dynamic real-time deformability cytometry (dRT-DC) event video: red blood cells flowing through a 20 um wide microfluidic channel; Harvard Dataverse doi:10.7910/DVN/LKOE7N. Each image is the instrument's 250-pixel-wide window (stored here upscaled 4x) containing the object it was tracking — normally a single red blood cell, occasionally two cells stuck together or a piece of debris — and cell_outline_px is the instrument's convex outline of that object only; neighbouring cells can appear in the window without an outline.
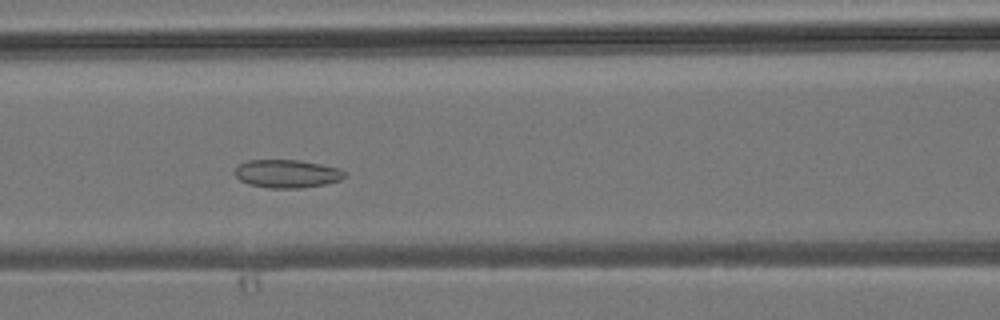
{"species": "common noctule bat (a hibernating species)", "species_latin": "Nyctalus noctula", "temperature_condition": "room temperature", "stored_images_in_passage": 35, "camera_frame_rate_fps": 3000, "um_per_image_px": 0.085, "animal": {"sex": "male", "body_mass_g": 19.2, "forearm_length_mm": 51.8}, "frame": {"image": 1, "passage_image": 8, "time_ms": 2.333, "image_size_px": [1000, 320], "cell_outline_px": [[348, 176], [340, 180], [324, 184], [300, 188], [268, 188], [248, 184], [240, 180], [236, 176], [236, 168], [240, 164], [248, 160], [300, 160], [340, 168], [348, 172]], "centroid_in_image_um": [24.45, 14.76], "position_along_channel_um": 142.2, "area_um2": 18.09}}
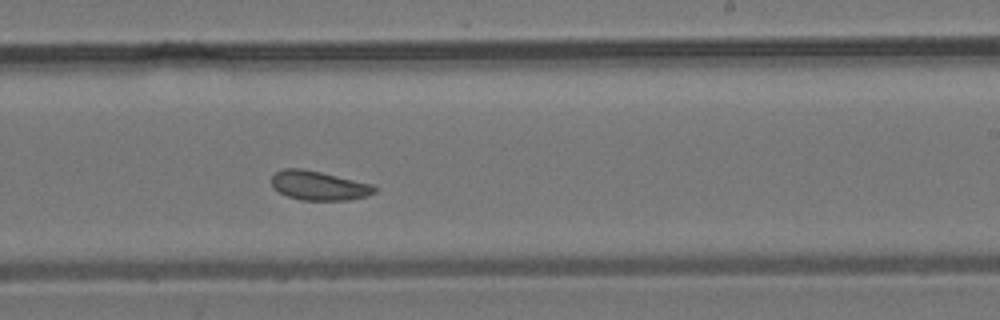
{"frame": {"image": 2, "passage_image": 16, "time_ms": 5.0, "image_size_px": [1000, 320], "cell_outline_px": [[376, 192], [368, 196], [348, 200], [300, 200], [288, 196], [272, 188], [272, 176], [276, 172], [284, 168], [304, 168], [372, 184], [376, 188]], "centroid_in_image_um": [27.1, 15.77], "position_along_channel_um": 261.9, "area_um2": 17.57}}
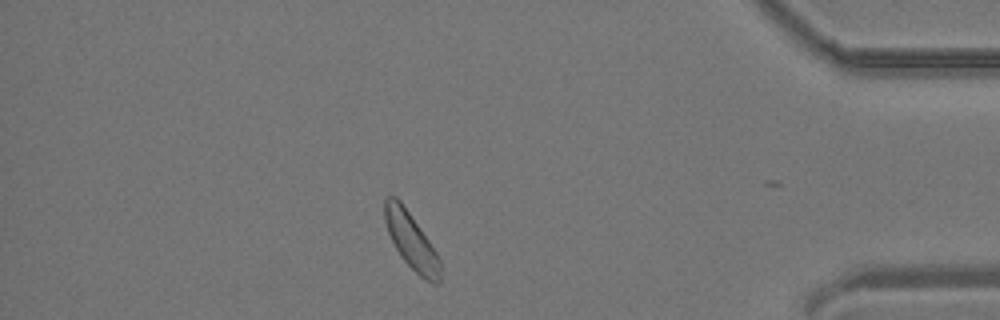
{"frame": {"image": 3, "passage_image": 28, "time_ms": 9.0, "image_size_px": [1000, 320], "cell_outline_px": [[440, 284], [432, 284], [424, 280], [404, 260], [396, 248], [388, 232], [384, 220], [384, 200], [388, 196], [396, 196], [400, 200], [428, 240], [436, 252], [440, 260]], "centroid_in_image_um": [34.95, 20.49], "position_along_channel_um": 400.2, "area_um2": 17.92}}